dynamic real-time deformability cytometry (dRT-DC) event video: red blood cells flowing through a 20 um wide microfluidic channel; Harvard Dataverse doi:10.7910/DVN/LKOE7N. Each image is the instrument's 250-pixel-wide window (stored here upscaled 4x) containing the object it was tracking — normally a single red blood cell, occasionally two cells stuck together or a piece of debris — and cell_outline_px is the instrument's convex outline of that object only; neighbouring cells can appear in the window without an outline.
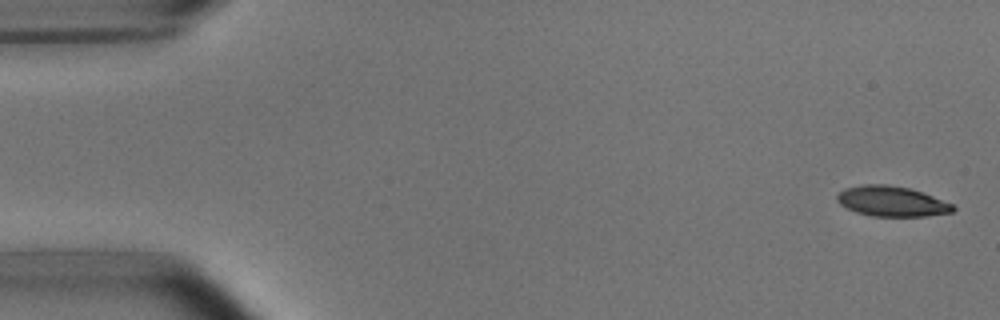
{"species": "common noctule bat (a hibernating species)", "species_latin": "Nyctalus noctula", "temperature_condition": "room temperature", "stored_images_in_passage": 5, "camera_frame_rate_fps": 3000, "um_per_image_px": 0.085, "animal": {"sex": "male", "body_mass_g": 15.6}, "frame": {"image": 1, "passage_image": 1, "time_ms": 0.0, "image_size_px": [1000, 320], "cell_outline_px": [[956, 208], [952, 212], [924, 216], [872, 216], [856, 212], [840, 204], [836, 200], [836, 196], [844, 188], [864, 184], [884, 184], [908, 188], [932, 196], [952, 204]], "centroid_in_image_um": [75.76, 17.11], "position_along_channel_um": 9.2, "area_um2": 20.17}}
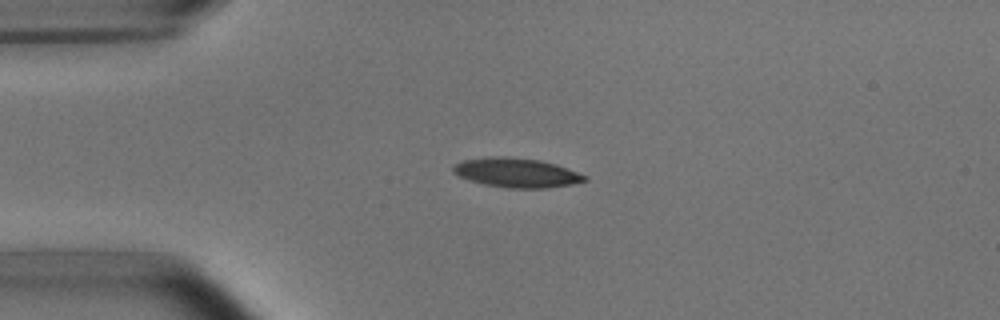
{"frame": {"image": 2, "passage_image": 4, "time_ms": 3.667, "image_size_px": [1000, 320], "cell_outline_px": [[588, 180], [572, 184], [544, 188], [508, 188], [484, 184], [468, 180], [452, 172], [452, 164], [464, 160], [488, 156], [508, 156], [540, 160], [556, 164], [588, 176]], "centroid_in_image_um": [43.88, 14.67], "position_along_channel_um": 41.1, "area_um2": 22.66}}